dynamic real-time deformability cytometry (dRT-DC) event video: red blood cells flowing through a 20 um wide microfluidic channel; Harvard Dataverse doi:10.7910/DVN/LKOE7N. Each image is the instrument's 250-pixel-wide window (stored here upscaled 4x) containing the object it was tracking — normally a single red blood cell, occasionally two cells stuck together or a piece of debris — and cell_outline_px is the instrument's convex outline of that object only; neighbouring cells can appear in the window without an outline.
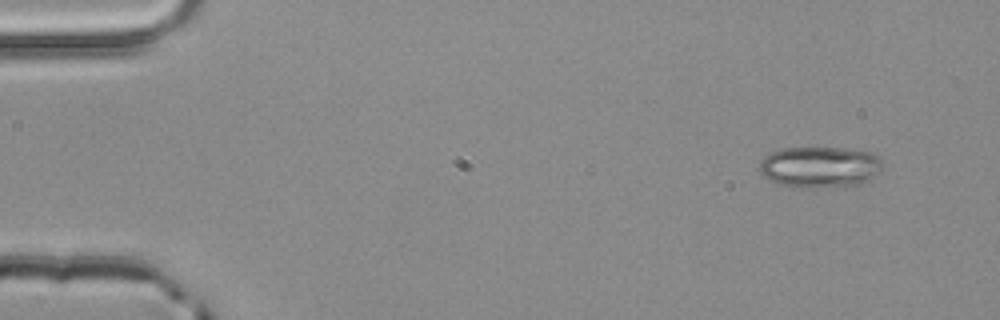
{"species": "common noctule bat (a hibernating species)", "species_latin": "Nyctalus noctula", "temperature_condition": "room temperature", "stored_images_in_passage": 3, "camera_frame_rate_fps": 3000, "um_per_image_px": 0.085, "animal": {"sex": "male", "body_mass_g": 20.4}, "frame": {"image": 1, "passage_image": 1, "time_ms": 0.0, "image_size_px": [1000, 320], "cell_outline_px": [[884, 168], [880, 172], [868, 180], [860, 184], [808, 188], [776, 184], [764, 176], [760, 172], [760, 160], [764, 156], [772, 152], [784, 148], [844, 148], [872, 152], [884, 164]], "centroid_in_image_um": [69.7, 14.19], "position_along_channel_um": 15.3, "area_um2": 29.54}}